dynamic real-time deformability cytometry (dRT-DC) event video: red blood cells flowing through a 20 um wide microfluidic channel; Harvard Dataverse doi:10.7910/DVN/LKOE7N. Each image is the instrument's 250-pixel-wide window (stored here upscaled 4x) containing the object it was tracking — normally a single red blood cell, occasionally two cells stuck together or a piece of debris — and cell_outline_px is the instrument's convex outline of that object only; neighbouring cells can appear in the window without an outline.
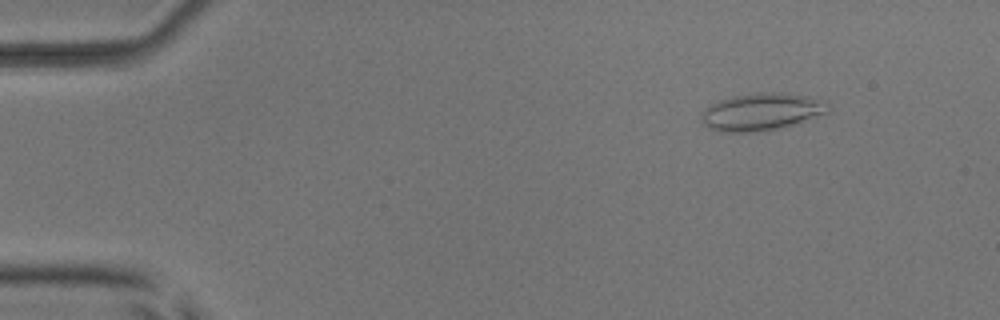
{"species": "common noctule bat (a hibernating species)", "species_latin": "Nyctalus noctula", "temperature_condition": "room temperature", "stored_images_in_passage": 5, "camera_frame_rate_fps": 3000, "um_per_image_px": 0.085, "animal": {"sex": "male", "body_mass_g": 17.9, "forearm_length_mm": 54.2}, "frame": {"image": 1, "passage_image": 2, "time_ms": 1.333, "image_size_px": [1000, 320], "cell_outline_px": [[832, 108], [828, 112], [780, 128], [756, 132], [724, 132], [712, 128], [704, 124], [700, 120], [700, 116], [712, 104], [720, 100], [732, 96], [764, 92], [780, 92], [808, 96], [828, 100]], "centroid_in_image_um": [64.8, 9.49], "position_along_channel_um": 20.2, "area_um2": 27.46}}